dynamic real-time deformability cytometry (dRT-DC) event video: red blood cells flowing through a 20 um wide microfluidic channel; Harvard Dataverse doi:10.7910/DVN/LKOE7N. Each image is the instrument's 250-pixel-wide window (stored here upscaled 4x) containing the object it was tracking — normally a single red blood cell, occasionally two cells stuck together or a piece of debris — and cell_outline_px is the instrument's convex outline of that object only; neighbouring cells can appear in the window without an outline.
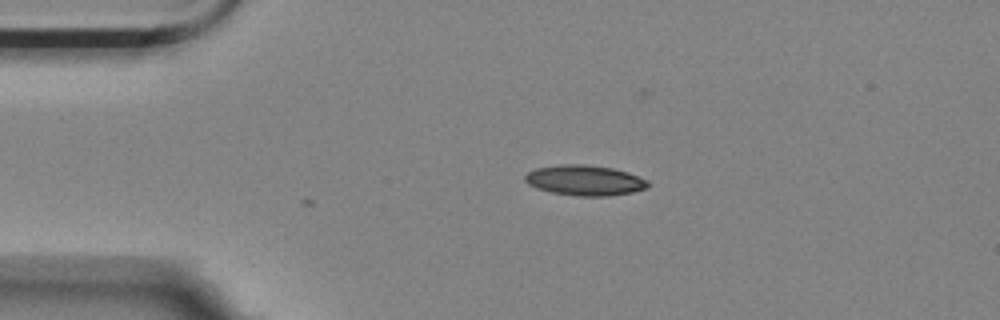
{"species": "Egyptian fruit bat (a non-hibernating species)", "species_latin": "Rousettus aegyptiacus", "temperature_condition": "room temperature", "stored_images_in_passage": 2, "camera_frame_rate_fps": 3000, "um_per_image_px": 0.085, "animal": {"sex": "female"}, "frame": {"image": 1, "passage_image": 2, "time_ms": 0.333, "image_size_px": [1000, 320], "cell_outline_px": [[652, 184], [648, 188], [632, 192], [608, 196], [580, 196], [552, 192], [536, 188], [528, 184], [524, 180], [524, 176], [528, 172], [536, 168], [560, 164], [584, 164], [612, 168], [628, 172], [648, 180]], "centroid_in_image_um": [49.73, 15.32], "position_along_channel_um": 35.3, "area_um2": 21.85}}